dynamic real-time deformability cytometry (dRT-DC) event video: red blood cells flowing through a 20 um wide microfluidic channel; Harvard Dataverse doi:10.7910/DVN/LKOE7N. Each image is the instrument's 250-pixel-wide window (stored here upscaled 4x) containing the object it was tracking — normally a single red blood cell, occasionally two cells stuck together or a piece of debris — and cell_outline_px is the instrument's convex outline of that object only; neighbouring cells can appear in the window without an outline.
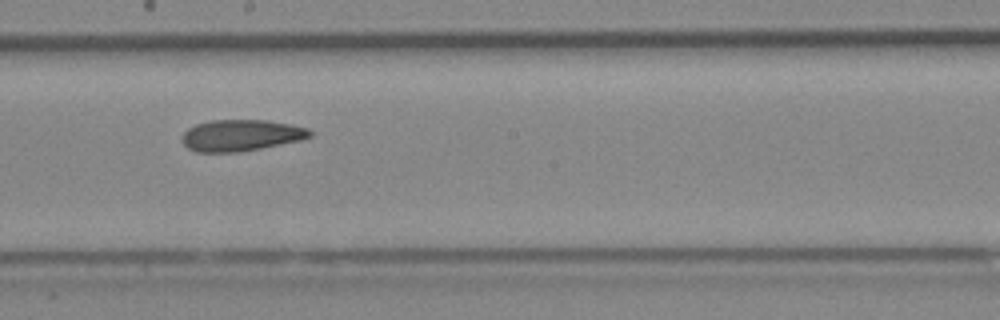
{"species": "Egyptian fruit bat (a non-hibernating species)", "species_latin": "Rousettus aegyptiacus", "temperature_condition": "cold", "stored_images_in_passage": 7, "camera_frame_rate_fps": 3000, "um_per_image_px": 0.085, "animal": {"sex": "female"}, "frame": {"image": 1, "passage_image": 7, "time_ms": 2.0, "image_size_px": [1000, 320], "cell_outline_px": [[312, 136], [300, 140], [240, 152], [196, 152], [188, 148], [184, 144], [180, 136], [188, 128], [196, 124], [212, 120], [268, 120], [308, 128], [312, 132]], "centroid_in_image_um": [20.46, 11.5], "position_along_channel_um": 227.7, "area_um2": 23.35}}